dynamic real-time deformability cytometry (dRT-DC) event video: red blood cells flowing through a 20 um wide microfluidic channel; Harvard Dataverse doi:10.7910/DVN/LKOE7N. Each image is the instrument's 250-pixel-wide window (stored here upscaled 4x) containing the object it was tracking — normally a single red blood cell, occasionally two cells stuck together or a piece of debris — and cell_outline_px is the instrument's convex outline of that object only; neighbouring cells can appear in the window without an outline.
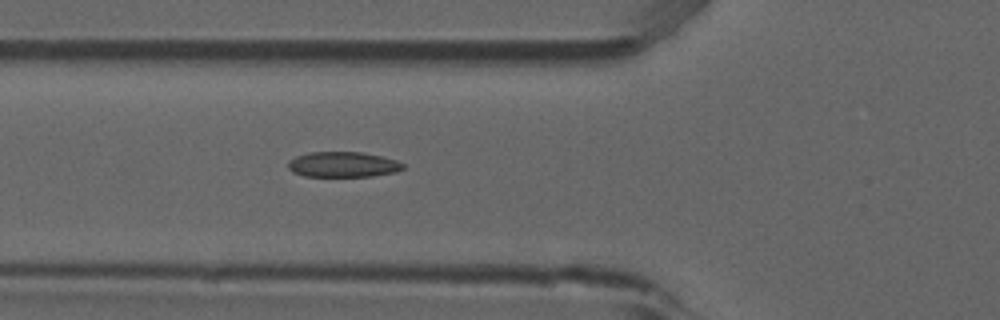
{"species": "common noctule bat (a hibernating species)", "species_latin": "Nyctalus noctula", "temperature_condition": "room temperature", "stored_images_in_passage": 5, "camera_frame_rate_fps": 3000, "um_per_image_px": 0.085, "animal": {"sex": "male", "forearm_length_mm": 52.5}, "frame": {"image": 1, "passage_image": 5, "time_ms": 1.333, "image_size_px": [1000, 320], "cell_outline_px": [[404, 168], [396, 172], [372, 176], [304, 176], [292, 172], [288, 168], [288, 160], [296, 156], [308, 152], [364, 152], [396, 160], [404, 164]], "centroid_in_image_um": [29.13, 13.98], "position_along_channel_um": 96.7, "area_um2": 17.05}}